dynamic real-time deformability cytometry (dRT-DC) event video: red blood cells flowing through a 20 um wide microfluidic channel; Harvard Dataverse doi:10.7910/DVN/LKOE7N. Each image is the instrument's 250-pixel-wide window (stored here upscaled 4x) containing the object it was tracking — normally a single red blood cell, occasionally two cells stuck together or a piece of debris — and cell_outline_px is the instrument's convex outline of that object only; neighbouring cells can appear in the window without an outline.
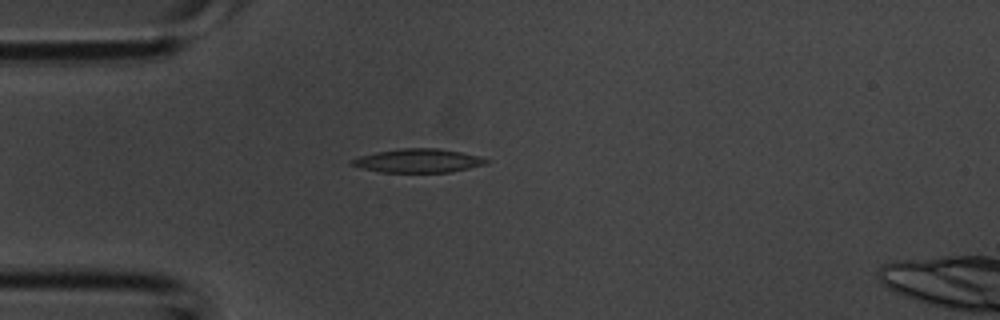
{"species": "common noctule bat (a hibernating species)", "species_latin": "Nyctalus noctula", "temperature_condition": "room temperature", "stored_images_in_passage": 5, "camera_frame_rate_fps": 3000, "um_per_image_px": 0.085, "animal": {"sex": "male", "body_mass_g": 20.1, "forearm_length_mm": 53.5}, "frame": {"image": 1, "passage_image": 5, "time_ms": 1.333, "image_size_px": [1000, 320], "cell_outline_px": [[492, 160], [484, 164], [452, 172], [380, 172], [348, 164], [352, 160], [360, 156], [376, 152], [400, 148], [440, 148], [480, 156]], "centroid_in_image_um": [35.57, 13.65], "position_along_channel_um": 49.4, "area_um2": 18.5}}